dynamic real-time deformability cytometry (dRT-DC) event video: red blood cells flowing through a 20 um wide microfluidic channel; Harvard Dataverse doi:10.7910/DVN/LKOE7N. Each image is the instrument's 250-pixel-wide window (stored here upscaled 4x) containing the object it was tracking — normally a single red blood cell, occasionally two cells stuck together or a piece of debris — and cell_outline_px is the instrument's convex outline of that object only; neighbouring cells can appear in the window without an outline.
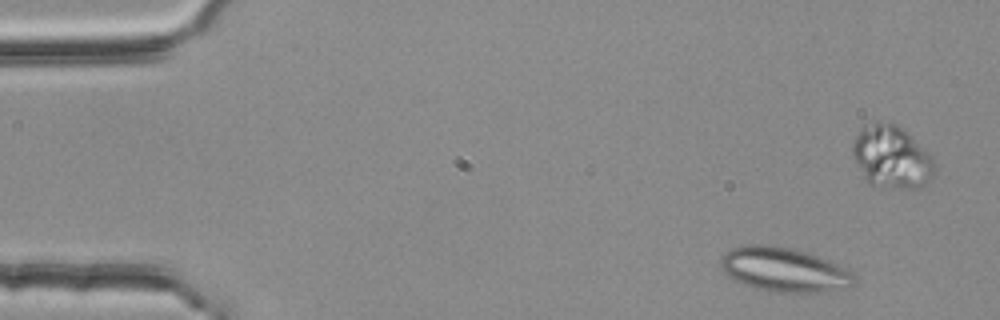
{"species": "common noctule bat (a hibernating species)", "species_latin": "Nyctalus noctula", "temperature_condition": "room temperature", "stored_images_in_passage": 50, "segment_of_instrument_passage": [1, 2], "camera_frame_rate_fps": 3000, "um_per_image_px": 0.085, "animal": {"sex": "female", "body_mass_g": 25.1}, "frame": {"image": 1, "passage_image": 3, "time_ms": 0.667, "image_size_px": [1000, 320], "cell_outline_px": [[856, 280], [848, 288], [820, 292], [780, 292], [756, 288], [744, 284], [728, 276], [720, 268], [720, 260], [732, 248], [740, 244], [768, 244], [788, 248], [804, 252], [828, 260], [844, 268]], "centroid_in_image_um": [66.6, 22.91], "position_along_channel_um": 18.4, "area_um2": 33.93}}